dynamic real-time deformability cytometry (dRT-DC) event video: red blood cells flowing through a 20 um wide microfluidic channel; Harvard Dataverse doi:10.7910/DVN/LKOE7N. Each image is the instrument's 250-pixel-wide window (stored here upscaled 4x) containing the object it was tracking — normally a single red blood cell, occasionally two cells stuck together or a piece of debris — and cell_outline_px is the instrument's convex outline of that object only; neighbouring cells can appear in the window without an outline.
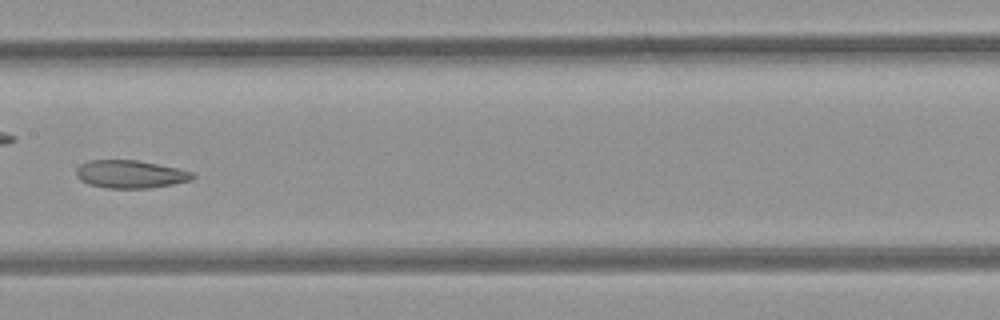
{"species": "common noctule bat (a hibernating species)", "species_latin": "Nyctalus noctula", "temperature_condition": "room temperature", "stored_images_in_passage": 8, "camera_frame_rate_fps": 3000, "um_per_image_px": 0.085, "animal": {"sex": "female", "body_mass_g": 21.9}, "frame": {"image": 1, "passage_image": 7, "time_ms": 2.0, "image_size_px": [1000, 320], "cell_outline_px": [[196, 176], [192, 180], [172, 184], [148, 188], [104, 188], [88, 184], [80, 180], [76, 176], [76, 168], [80, 164], [88, 160], [140, 160], [176, 168], [192, 172]], "centroid_in_image_um": [11.05, 14.8], "position_along_channel_um": 196.4, "area_um2": 19.02}}
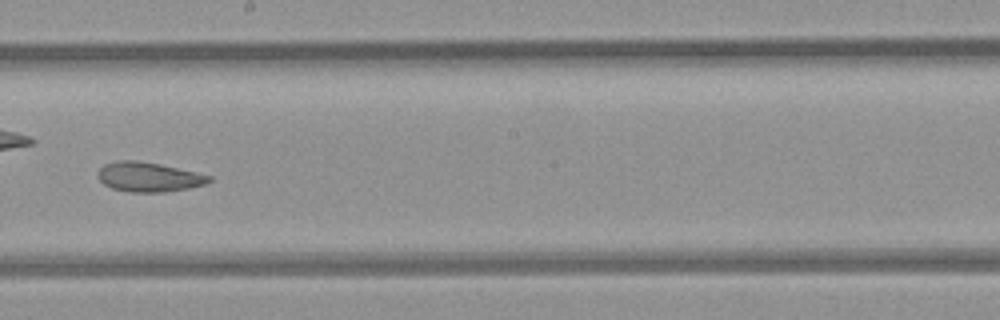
{"frame": {"image": 2, "passage_image": 8, "time_ms": 2.333, "image_size_px": [1000, 320], "cell_outline_px": [[212, 180], [208, 184], [188, 188], [164, 192], [128, 192], [112, 188], [104, 184], [96, 176], [96, 172], [104, 164], [116, 160], [136, 160], [160, 164], [196, 172], [212, 176]], "centroid_in_image_um": [12.63, 15.04], "position_along_channel_um": 235.6, "area_um2": 19.36}}